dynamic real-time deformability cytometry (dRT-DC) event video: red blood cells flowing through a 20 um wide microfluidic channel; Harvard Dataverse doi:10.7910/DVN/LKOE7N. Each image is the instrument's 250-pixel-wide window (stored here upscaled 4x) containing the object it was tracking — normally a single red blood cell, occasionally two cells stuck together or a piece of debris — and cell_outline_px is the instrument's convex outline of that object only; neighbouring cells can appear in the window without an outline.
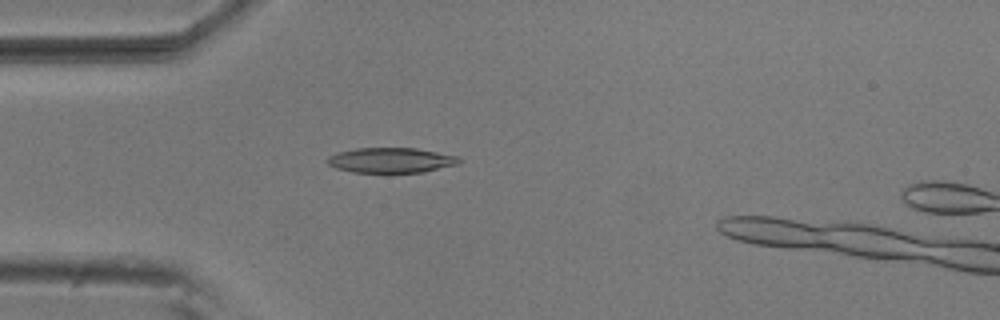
{"species": "common noctule bat (a hibernating species)", "species_latin": "Nyctalus noctula", "temperature_condition": "room temperature", "stored_images_in_passage": 2, "camera_frame_rate_fps": 3000, "um_per_image_px": 0.085, "animal": {"sex": "male", "body_mass_g": 20.5, "forearm_length_mm": 52.5}, "frame": {"image": 1, "passage_image": 1, "time_ms": 0.0, "image_size_px": [1000, 320], "cell_outline_px": [[460, 164], [424, 172], [352, 172], [336, 168], [328, 164], [324, 160], [328, 156], [340, 152], [356, 148], [416, 148], [460, 156]], "centroid_in_image_um": [33.26, 13.62], "position_along_channel_um": 51.7, "area_um2": 19.36}}